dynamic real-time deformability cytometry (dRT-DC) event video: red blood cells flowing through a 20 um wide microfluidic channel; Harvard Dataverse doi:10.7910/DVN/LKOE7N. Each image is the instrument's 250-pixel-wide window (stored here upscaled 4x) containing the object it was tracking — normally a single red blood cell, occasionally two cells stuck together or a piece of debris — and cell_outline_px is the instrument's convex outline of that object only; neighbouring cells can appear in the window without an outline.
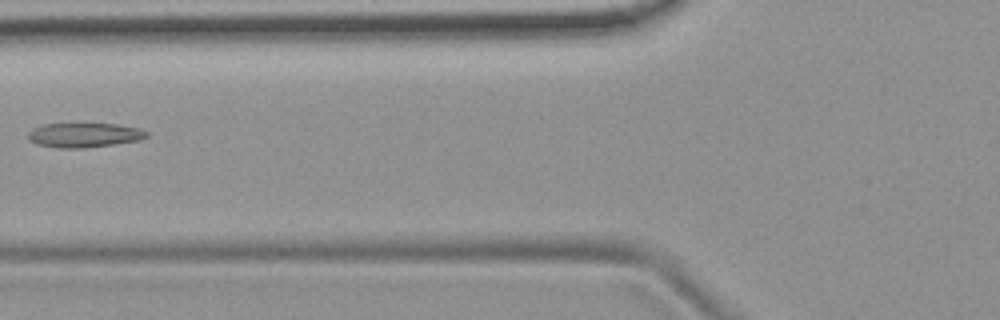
{"species": "common noctule bat (a hibernating species)", "species_latin": "Nyctalus noctula", "temperature_condition": "room temperature", "stored_images_in_passage": 2, "camera_frame_rate_fps": 3000, "um_per_image_px": 0.085, "animal": {"sex": "female", "body_mass_g": 19.9}, "frame": {"image": 1, "passage_image": 2, "time_ms": 0.333, "image_size_px": [1000, 320], "cell_outline_px": [[148, 136], [140, 140], [84, 148], [60, 148], [36, 144], [28, 140], [28, 132], [32, 128], [44, 124], [116, 124], [140, 128], [148, 132]], "centroid_in_image_um": [7.14, 11.48], "position_along_channel_um": 118.7, "area_um2": 16.88}}